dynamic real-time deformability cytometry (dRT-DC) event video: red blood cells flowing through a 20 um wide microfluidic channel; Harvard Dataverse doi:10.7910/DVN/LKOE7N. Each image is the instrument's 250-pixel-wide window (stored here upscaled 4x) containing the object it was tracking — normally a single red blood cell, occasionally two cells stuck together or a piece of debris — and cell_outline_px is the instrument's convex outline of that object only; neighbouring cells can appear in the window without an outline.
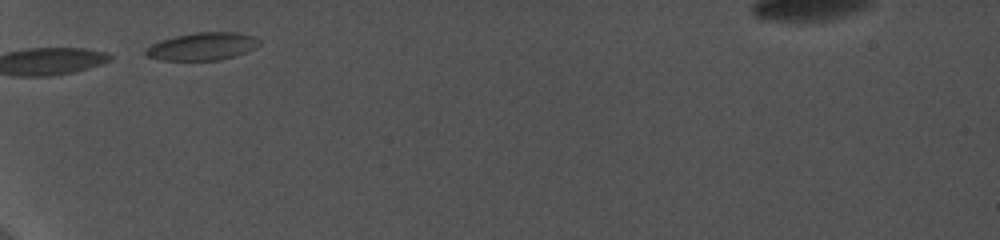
{"species": "common noctule bat (a hibernating species)", "species_latin": "Nyctalus noctula", "temperature_condition": "cold", "stored_images_in_passage": 10, "camera_frame_rate_fps": 5000, "um_per_image_px": 0.085, "animal": {"sex": "female", "body_mass_g": 19.0, "forearm_length_mm": 56.7}, "frame": {"image": 1, "passage_image": 1, "time_ms": 0.0, "image_size_px": [1000, 240], "cell_outline_px": [[260, 44], [256, 48], [236, 56], [220, 60], [160, 60], [148, 56], [144, 52], [152, 44], [160, 40], [176, 36], [196, 32], [236, 32], [256, 36], [260, 40]], "centroid_in_image_um": [17.26, 3.94], "position_along_channel_um": 67.7, "area_um2": 18.38}}